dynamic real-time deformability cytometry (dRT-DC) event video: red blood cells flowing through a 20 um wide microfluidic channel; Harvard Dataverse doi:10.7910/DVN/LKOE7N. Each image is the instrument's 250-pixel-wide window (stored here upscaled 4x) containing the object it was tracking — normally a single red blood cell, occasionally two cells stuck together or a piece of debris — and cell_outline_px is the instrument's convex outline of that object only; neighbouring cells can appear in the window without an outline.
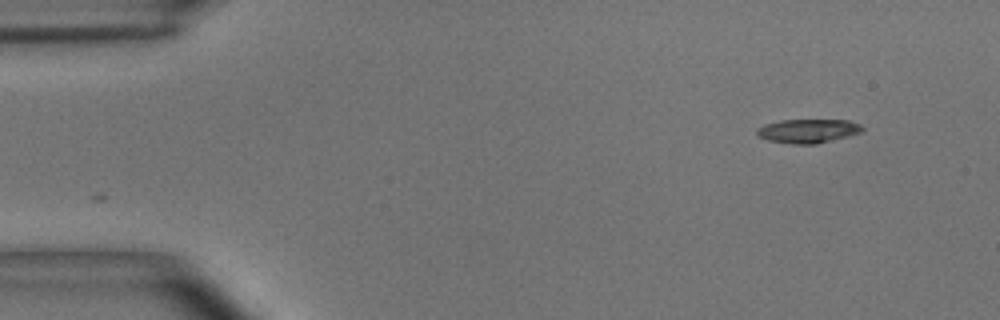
{"species": "common noctule bat (a hibernating species)", "species_latin": "Nyctalus noctula", "temperature_condition": "room temperature", "stored_images_in_passage": 4, "camera_frame_rate_fps": 3000, "um_per_image_px": 0.085, "animal": {"sex": "male", "body_mass_g": 15.6}, "frame": {"image": 1, "passage_image": 1, "time_ms": 0.0, "image_size_px": [1000, 320], "cell_outline_px": [[864, 128], [860, 132], [848, 136], [816, 144], [792, 144], [768, 140], [760, 136], [756, 132], [756, 128], [764, 124], [780, 120], [848, 120], [860, 124]], "centroid_in_image_um": [68.66, 11.12], "position_along_channel_um": 16.3, "area_um2": 14.62}}
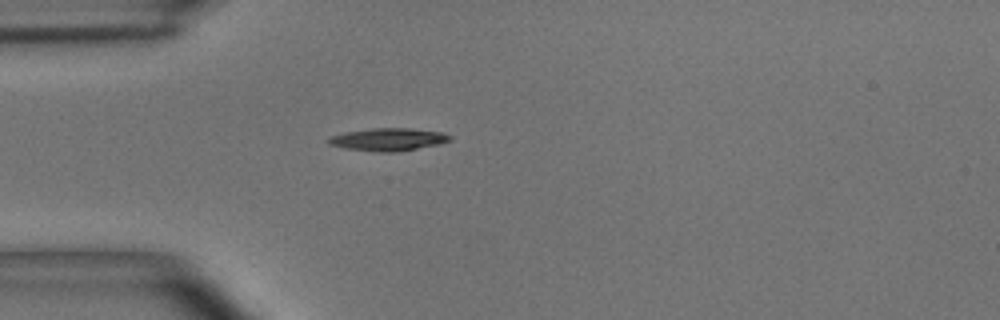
{"frame": {"image": 2, "passage_image": 4, "time_ms": 1.0, "image_size_px": [1000, 320], "cell_outline_px": [[452, 140], [440, 144], [400, 152], [376, 152], [344, 148], [328, 144], [328, 140], [332, 136], [344, 132], [372, 128], [408, 128], [444, 132], [452, 136]], "centroid_in_image_um": [33.05, 11.86], "position_along_channel_um": 52.0, "area_um2": 16.24}}